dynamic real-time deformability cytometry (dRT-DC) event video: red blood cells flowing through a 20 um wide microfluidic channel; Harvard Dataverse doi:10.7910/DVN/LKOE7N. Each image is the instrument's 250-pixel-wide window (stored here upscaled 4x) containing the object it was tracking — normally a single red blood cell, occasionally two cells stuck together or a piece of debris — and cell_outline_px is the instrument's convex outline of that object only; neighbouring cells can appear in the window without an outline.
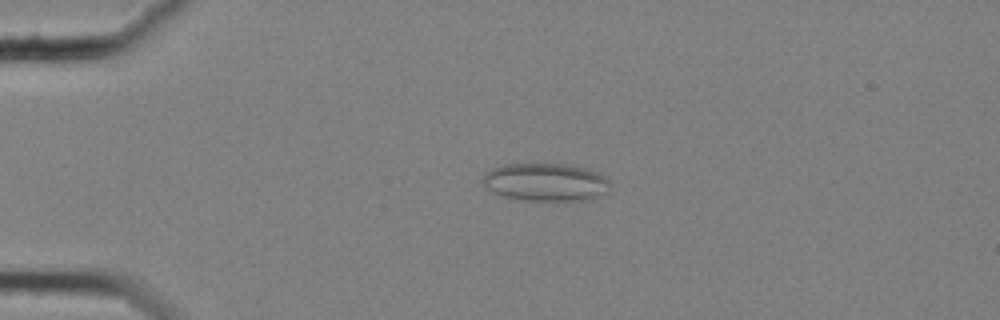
{"species": "common noctule bat (a hibernating species)", "species_latin": "Nyctalus noctula", "temperature_condition": "cold", "stored_images_in_passage": 45, "camera_frame_rate_fps": 3000, "um_per_image_px": 0.085, "animal": {"sex": "female", "body_mass_g": 25.1}, "frame": {"image": 1, "passage_image": 1, "time_ms": 0.0, "image_size_px": [1000, 320], "cell_outline_px": [[612, 184], [608, 192], [584, 200], [528, 200], [504, 196], [488, 188], [480, 180], [492, 168], [504, 164], [564, 164], [584, 168], [596, 172], [604, 176]], "centroid_in_image_um": [46.4, 15.47], "position_along_channel_um": 38.6, "area_um2": 27.74}}
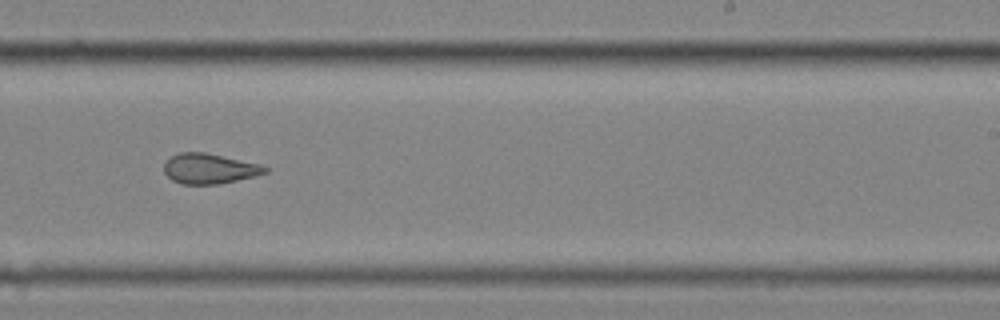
{"frame": {"image": 2, "passage_image": 24, "time_ms": 7.667, "image_size_px": [1000, 320], "cell_outline_px": [[268, 172], [256, 176], [220, 184], [184, 184], [172, 180], [164, 172], [164, 164], [172, 156], [180, 152], [204, 152], [260, 164], [268, 168]], "centroid_in_image_um": [17.82, 14.34], "position_along_channel_um": 271.2, "area_um2": 17.69}}
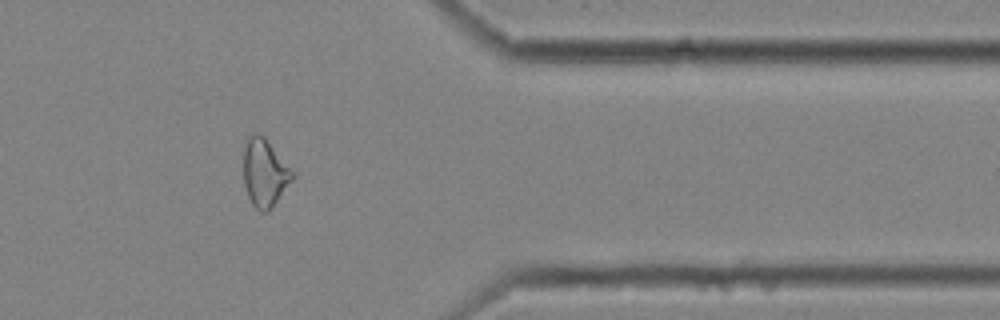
{"frame": {"image": 3, "passage_image": 35, "time_ms": 11.333, "image_size_px": [1000, 320], "cell_outline_px": [[296, 176], [268, 212], [260, 212], [252, 204], [248, 196], [244, 184], [244, 148], [248, 136], [256, 132], [264, 136], [296, 172]], "centroid_in_image_um": [22.53, 14.68], "position_along_channel_um": 388.9, "area_um2": 19.59}, "authors_computed_cell_mechanics": {"area_um2": 19.3052, "velocity_mm_per_s": 3.5516, "shape_relaxation_time_tau1_ms": null, "shape_relaxation_time_tau2_ms": 1.8436, "deformation_change_tau1": null, "deformation_change_tau2": 0.1007}}